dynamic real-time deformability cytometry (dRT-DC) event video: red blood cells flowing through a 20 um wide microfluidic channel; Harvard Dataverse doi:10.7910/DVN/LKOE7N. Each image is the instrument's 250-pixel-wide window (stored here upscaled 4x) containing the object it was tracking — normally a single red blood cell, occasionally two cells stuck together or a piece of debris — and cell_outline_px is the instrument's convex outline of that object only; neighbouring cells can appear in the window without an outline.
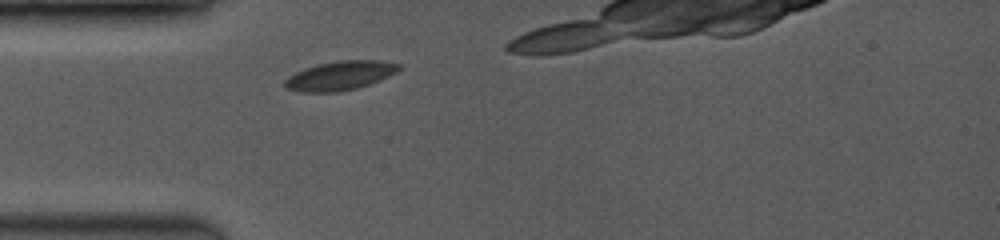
{"species": "common noctule bat (a hibernating species)", "species_latin": "Nyctalus noctula", "temperature_condition": "room temperature", "stored_images_in_passage": 6, "segment_of_instrument_passage": [1, 2], "camera_frame_rate_fps": 3500, "um_per_image_px": 0.085, "animal": {"sex": "female", "body_mass_g": 19.0, "forearm_length_mm": 53.3}, "frame": {"image": 1, "passage_image": 1, "time_ms": 0.0, "image_size_px": [1000, 240], "cell_outline_px": [[400, 68], [396, 72], [388, 76], [368, 84], [356, 88], [336, 92], [300, 92], [288, 88], [284, 84], [284, 80], [288, 76], [304, 68], [320, 64], [340, 60], [380, 60], [400, 64]], "centroid_in_image_um": [28.89, 6.42], "position_along_channel_um": 56.1, "area_um2": 19.07}}
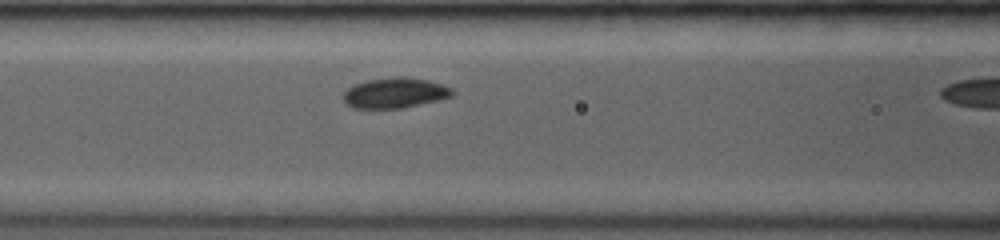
{"frame": {"image": 2, "passage_image": 5, "time_ms": 2.0, "image_size_px": [1000, 240], "cell_outline_px": [[452, 96], [440, 100], [404, 108], [352, 108], [344, 104], [344, 92], [348, 88], [356, 84], [368, 80], [392, 76], [404, 76], [428, 80], [452, 88]], "centroid_in_image_um": [33.56, 7.9], "position_along_channel_um": 133.0, "area_um2": 19.36}}